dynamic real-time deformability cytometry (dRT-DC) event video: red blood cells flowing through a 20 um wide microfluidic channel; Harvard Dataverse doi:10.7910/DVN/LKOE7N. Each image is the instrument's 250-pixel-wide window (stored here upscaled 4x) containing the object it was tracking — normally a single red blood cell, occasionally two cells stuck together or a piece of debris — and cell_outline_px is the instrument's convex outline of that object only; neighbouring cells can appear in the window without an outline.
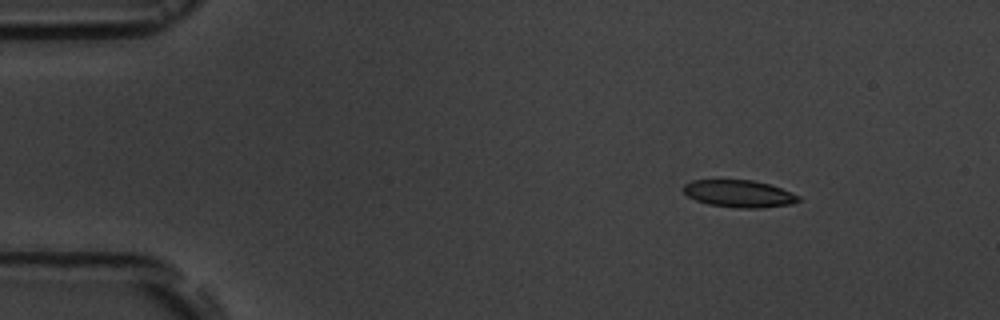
{"species": "common noctule bat (a hibernating species)", "species_latin": "Nyctalus noctula", "temperature_condition": "room temperature", "stored_images_in_passage": 17, "segment_of_instrument_passage": [1, 2], "camera_frame_rate_fps": 3000, "um_per_image_px": 0.085, "animal": {"sex": "male", "body_mass_g": 19.5, "forearm_length_mm": 54.6}, "frame": {"image": 1, "passage_image": 2, "time_ms": 1.333, "image_size_px": [1000, 320], "cell_outline_px": [[800, 200], [792, 204], [756, 208], [736, 208], [708, 204], [696, 200], [688, 196], [684, 192], [684, 184], [692, 180], [752, 180], [768, 184], [792, 192], [800, 196]], "centroid_in_image_um": [62.82, 16.46], "position_along_channel_um": 22.2, "area_um2": 18.15}}
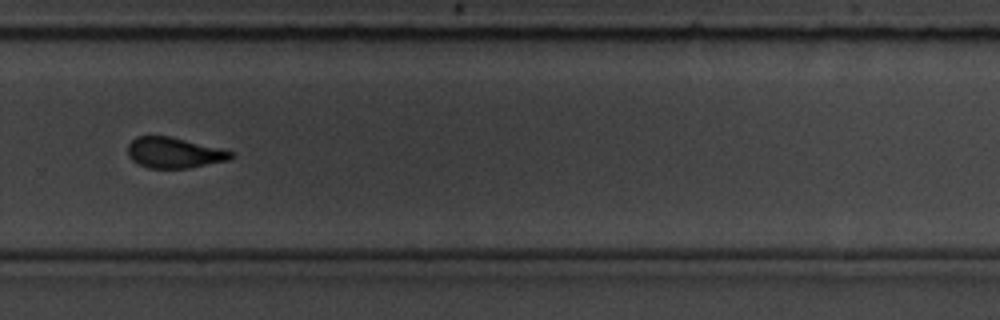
{"frame": {"image": 2, "passage_image": 11, "time_ms": 11.667, "image_size_px": [1000, 320], "cell_outline_px": [[236, 156], [228, 160], [192, 168], [148, 168], [136, 164], [128, 156], [128, 144], [136, 136], [168, 136], [220, 148], [236, 152]], "centroid_in_image_um": [14.81, 13.0], "position_along_channel_um": 315.0, "area_um2": 18.61}}
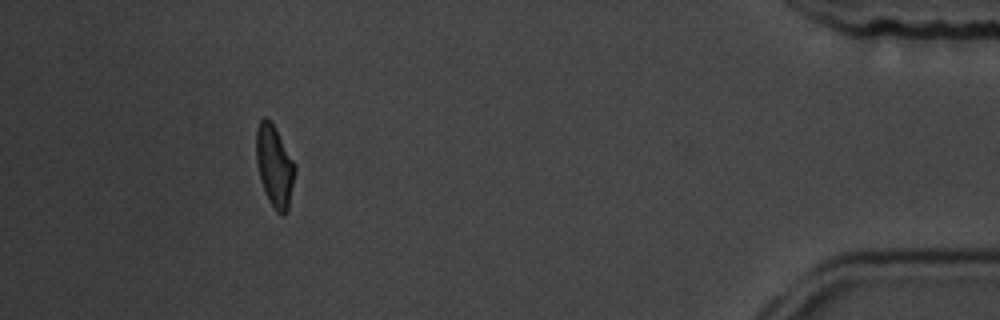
{"frame": {"image": 3, "passage_image": 15, "time_ms": 16.0, "image_size_px": [1000, 320], "cell_outline_px": [[296, 172], [288, 212], [284, 216], [280, 216], [276, 212], [268, 200], [264, 192], [256, 160], [256, 128], [260, 120], [264, 116], [276, 128], [296, 164]], "centroid_in_image_um": [23.36, 14.16], "position_along_channel_um": 411.8, "area_um2": 18.79}}